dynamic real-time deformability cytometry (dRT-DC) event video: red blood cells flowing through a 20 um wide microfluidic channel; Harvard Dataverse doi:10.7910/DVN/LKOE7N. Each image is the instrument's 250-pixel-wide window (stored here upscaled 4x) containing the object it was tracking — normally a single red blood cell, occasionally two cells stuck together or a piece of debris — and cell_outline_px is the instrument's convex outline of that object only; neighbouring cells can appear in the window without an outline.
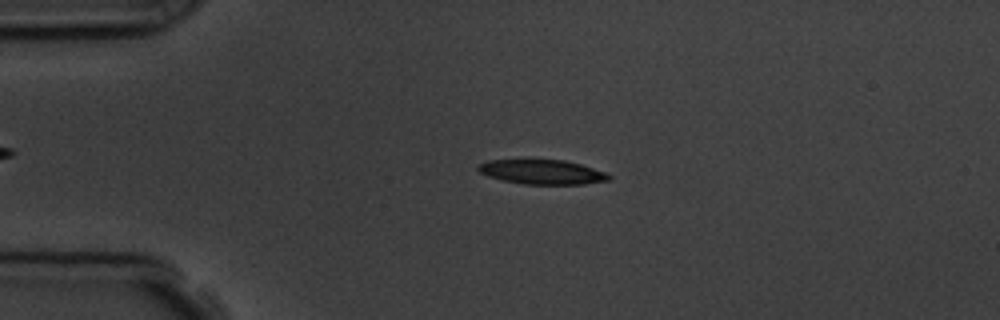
{"species": "common noctule bat (a hibernating species)", "species_latin": "Nyctalus noctula", "temperature_condition": "room temperature", "stored_images_in_passage": 4, "camera_frame_rate_fps": 3000, "um_per_image_px": 0.085, "animal": {"sex": "male", "body_mass_g": 19.5, "forearm_length_mm": 54.6}, "frame": {"image": 1, "passage_image": 3, "time_ms": 2.333, "image_size_px": [1000, 320], "cell_outline_px": [[612, 180], [584, 184], [524, 184], [504, 180], [488, 176], [480, 172], [476, 168], [480, 164], [488, 160], [524, 156], [532, 156], [564, 160], [580, 164], [608, 172], [612, 176]], "centroid_in_image_um": [46.07, 14.55], "position_along_channel_um": 38.9, "area_um2": 19.88}}